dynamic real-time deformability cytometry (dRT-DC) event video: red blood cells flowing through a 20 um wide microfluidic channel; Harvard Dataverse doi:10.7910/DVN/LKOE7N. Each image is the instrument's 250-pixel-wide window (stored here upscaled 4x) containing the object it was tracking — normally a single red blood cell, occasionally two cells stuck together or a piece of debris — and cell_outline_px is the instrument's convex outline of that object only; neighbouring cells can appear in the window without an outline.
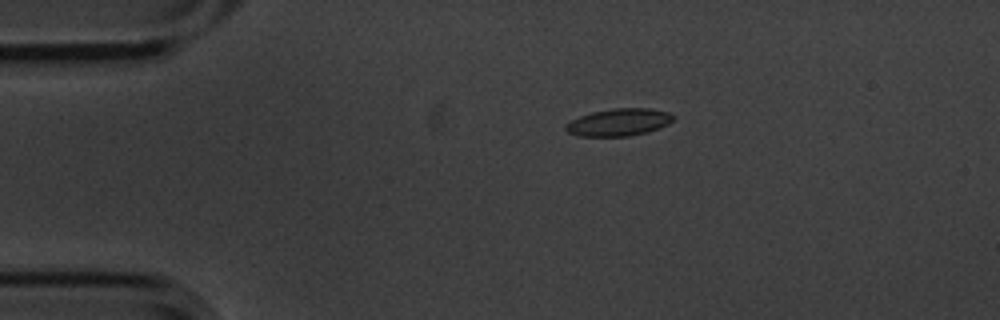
{"species": "common noctule bat (a hibernating species)", "species_latin": "Nyctalus noctula", "temperature_condition": "cold", "stored_images_in_passage": 5, "camera_frame_rate_fps": 3000, "um_per_image_px": 0.085, "animal": {"sex": "male", "body_mass_g": 20.1, "forearm_length_mm": 53.5}, "frame": {"image": 1, "passage_image": 1, "time_ms": 0.0, "image_size_px": [1000, 320], "cell_outline_px": [[676, 116], [668, 124], [660, 128], [648, 132], [628, 136], [580, 136], [568, 132], [564, 128], [564, 124], [580, 116], [592, 112], [616, 108], [648, 108], [668, 112]], "centroid_in_image_um": [52.61, 10.39], "position_along_channel_um": 32.4, "area_um2": 17.11}}
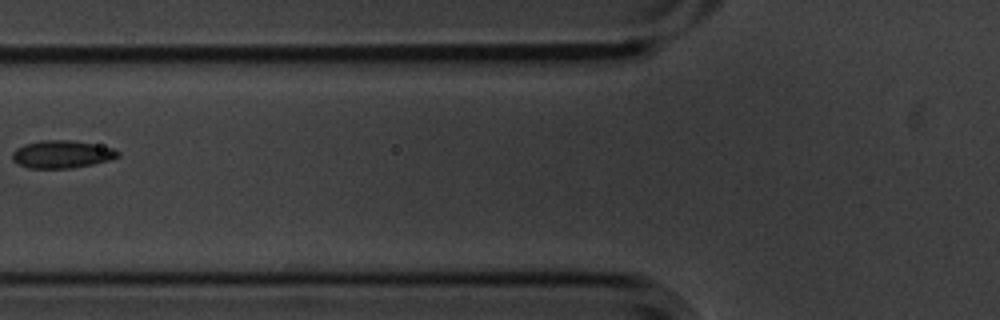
{"frame": {"image": 2, "passage_image": 4, "time_ms": 1.0, "image_size_px": [1000, 320], "cell_outline_px": [[120, 156], [108, 160], [92, 164], [72, 168], [28, 168], [12, 160], [12, 152], [16, 148], [24, 144], [40, 140], [72, 140], [112, 148], [120, 152]], "centroid_in_image_um": [5.23, 13.11], "position_along_channel_um": 120.6, "area_um2": 16.94}}
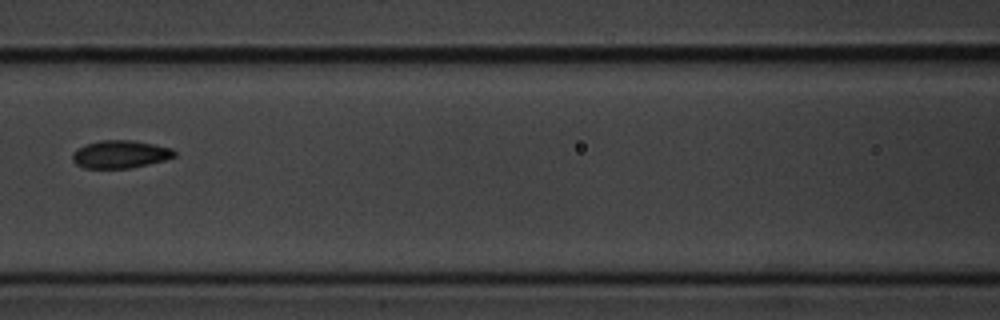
{"frame": {"image": 3, "passage_image": 5, "time_ms": 1.333, "image_size_px": [1000, 320], "cell_outline_px": [[176, 156], [164, 160], [132, 168], [84, 168], [76, 164], [72, 160], [72, 152], [84, 144], [100, 140], [132, 140], [172, 148], [176, 152]], "centroid_in_image_um": [10.19, 13.11], "position_along_channel_um": 156.4, "area_um2": 16.59}}